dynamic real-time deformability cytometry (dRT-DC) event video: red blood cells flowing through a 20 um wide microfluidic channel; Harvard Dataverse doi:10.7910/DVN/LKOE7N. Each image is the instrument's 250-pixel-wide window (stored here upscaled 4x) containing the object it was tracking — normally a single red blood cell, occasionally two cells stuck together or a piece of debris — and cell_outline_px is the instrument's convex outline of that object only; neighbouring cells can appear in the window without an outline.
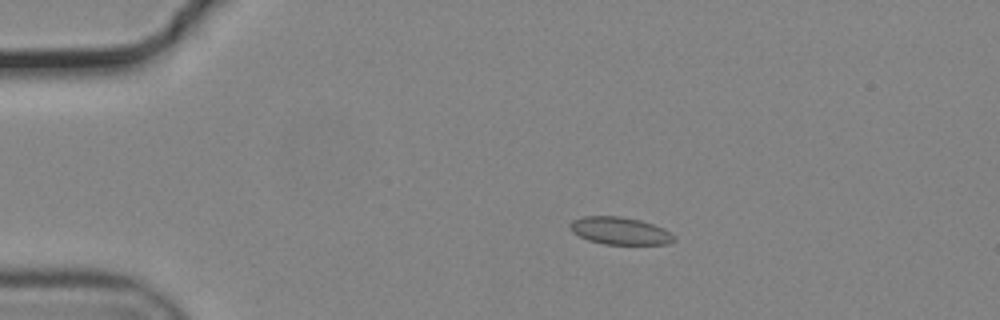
{"species": "common noctule bat (a hibernating species)", "species_latin": "Nyctalus noctula", "temperature_condition": "cold", "stored_images_in_passage": 56, "camera_frame_rate_fps": 3000, "um_per_image_px": 0.085, "animal": {"sex": "male", "body_mass_g": 19.2, "forearm_length_mm": 51.8}, "frame": {"image": 1, "passage_image": 12, "time_ms": 3.667, "image_size_px": [1000, 320], "cell_outline_px": [[676, 240], [668, 244], [604, 244], [588, 240], [572, 232], [568, 224], [572, 220], [584, 216], [620, 216], [640, 220], [664, 228], [676, 236]], "centroid_in_image_um": [52.7, 19.62], "position_along_channel_um": 32.3, "area_um2": 16.7}}
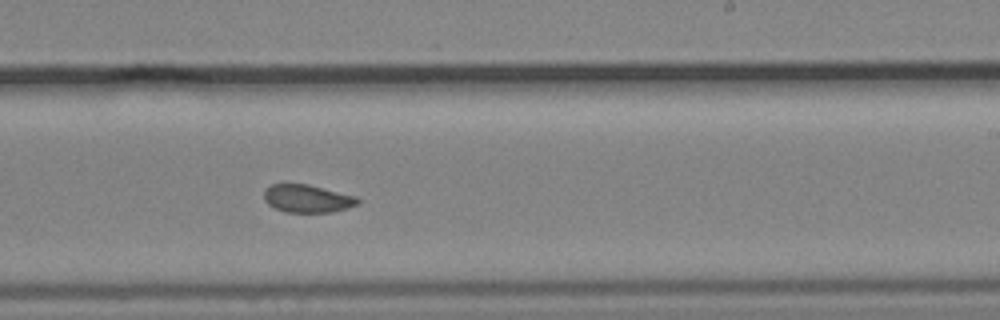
{"frame": {"image": 2, "passage_image": 35, "time_ms": 11.333, "image_size_px": [1000, 320], "cell_outline_px": [[360, 200], [356, 204], [348, 208], [332, 212], [284, 212], [268, 204], [264, 200], [264, 192], [272, 184], [308, 184], [356, 196]], "centroid_in_image_um": [26.13, 16.88], "position_along_channel_um": 262.9, "area_um2": 15.09}}
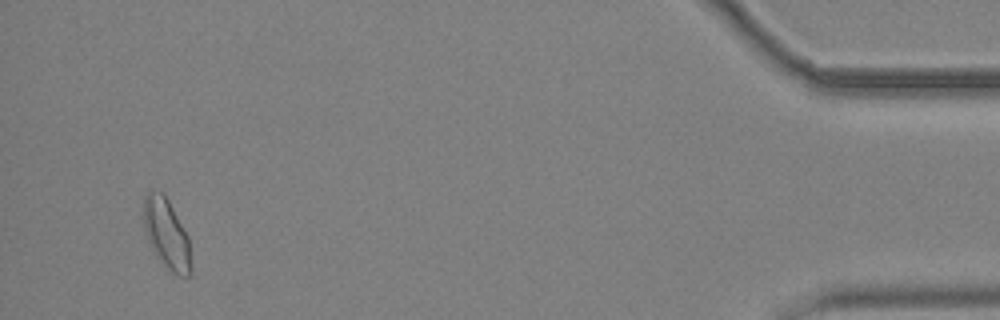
{"frame": {"image": 3, "passage_image": 54, "time_ms": 17.667, "image_size_px": [1000, 320], "cell_outline_px": [[192, 272], [188, 276], [180, 276], [172, 272], [156, 256], [148, 240], [144, 228], [144, 196], [148, 192], [164, 192], [188, 236], [192, 268]], "centroid_in_image_um": [14.17, 19.89], "position_along_channel_um": 421.0, "area_um2": 19.13}, "authors_computed_cell_mechanics": {"area_um2": 16.4152, "velocity_mm_per_s": 3.7172, "shape_relaxation_time_tau1_ms": null, "shape_relaxation_time_tau2_ms": 1.9827, "deformation_change_tau1": null, "deformation_change_tau2": 0.0586}}